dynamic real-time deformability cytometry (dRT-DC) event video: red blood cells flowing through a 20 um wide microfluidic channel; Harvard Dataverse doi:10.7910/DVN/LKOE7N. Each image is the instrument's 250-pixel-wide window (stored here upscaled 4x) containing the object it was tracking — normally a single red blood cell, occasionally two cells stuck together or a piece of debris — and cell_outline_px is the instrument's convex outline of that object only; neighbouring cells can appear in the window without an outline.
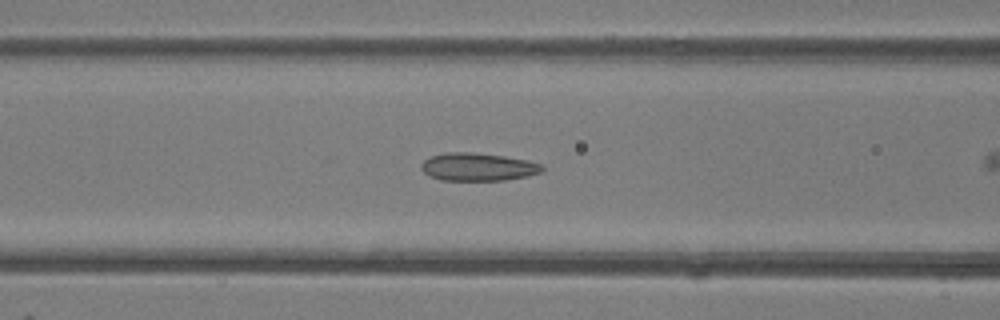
{"species": "common noctule bat (a hibernating species)", "species_latin": "Nyctalus noctula", "temperature_condition": "room temperature", "stored_images_in_passage": 10, "camera_frame_rate_fps": 3000, "um_per_image_px": 0.085, "animal": {"sex": "female"}, "frame": {"image": 1, "passage_image": 9, "time_ms": 2.667, "image_size_px": [1000, 320], "cell_outline_px": [[544, 168], [540, 172], [528, 176], [504, 180], [440, 180], [424, 172], [420, 168], [420, 164], [424, 160], [432, 156], [448, 152], [472, 152], [504, 156], [528, 160], [544, 164]], "centroid_in_image_um": [40.65, 14.18], "position_along_channel_um": 126.0, "area_um2": 19.65}}